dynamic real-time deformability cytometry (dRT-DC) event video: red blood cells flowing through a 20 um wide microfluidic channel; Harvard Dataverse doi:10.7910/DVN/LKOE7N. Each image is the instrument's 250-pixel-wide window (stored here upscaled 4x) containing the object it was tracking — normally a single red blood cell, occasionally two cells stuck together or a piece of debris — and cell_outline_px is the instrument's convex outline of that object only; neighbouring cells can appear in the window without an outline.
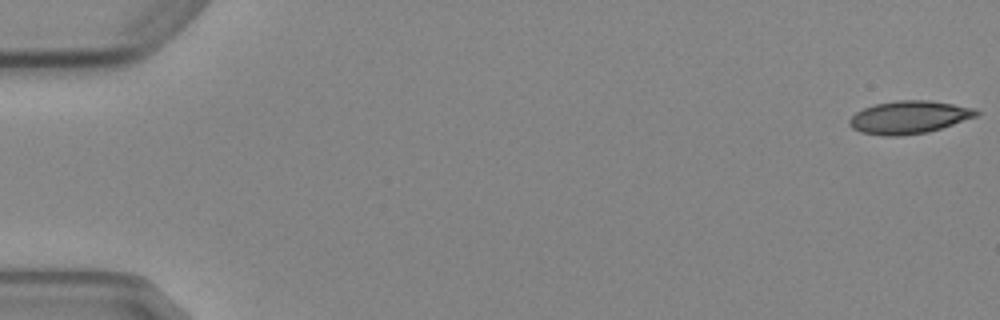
{"species": "Egyptian fruit bat (a non-hibernating species)", "species_latin": "Rousettus aegyptiacus", "temperature_condition": "cold", "stored_images_in_passage": 9, "camera_frame_rate_fps": 3000, "um_per_image_px": 0.085, "animal": {"sex": "female"}, "frame": {"image": 1, "passage_image": 1, "time_ms": 0.0, "image_size_px": [1000, 320], "cell_outline_px": [[980, 112], [976, 116], [928, 132], [896, 136], [888, 136], [860, 132], [852, 128], [848, 124], [848, 120], [856, 112], [864, 108], [876, 104], [896, 100], [928, 100], [952, 104], [972, 108]], "centroid_in_image_um": [77.22, 9.96], "position_along_channel_um": 7.8, "area_um2": 23.93}}
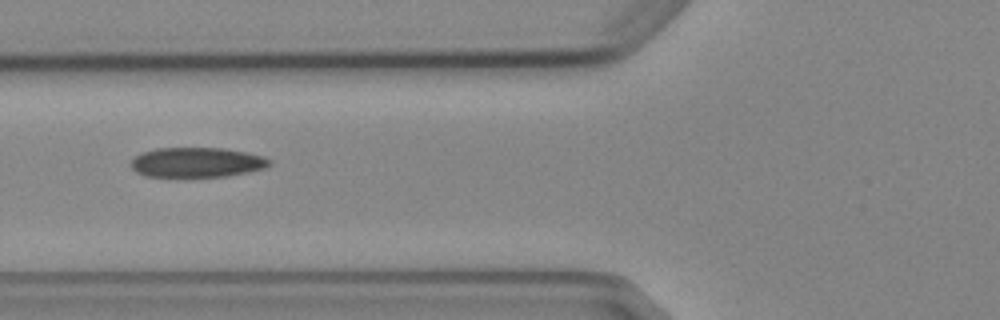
{"frame": {"image": 2, "passage_image": 6, "time_ms": 6.667, "image_size_px": [1000, 320], "cell_outline_px": [[272, 164], [264, 168], [248, 172], [224, 176], [144, 176], [136, 172], [132, 168], [132, 160], [140, 152], [156, 148], [220, 148], [244, 152], [264, 156], [272, 160]], "centroid_in_image_um": [16.73, 13.79], "position_along_channel_um": 109.1, "area_um2": 23.93}}
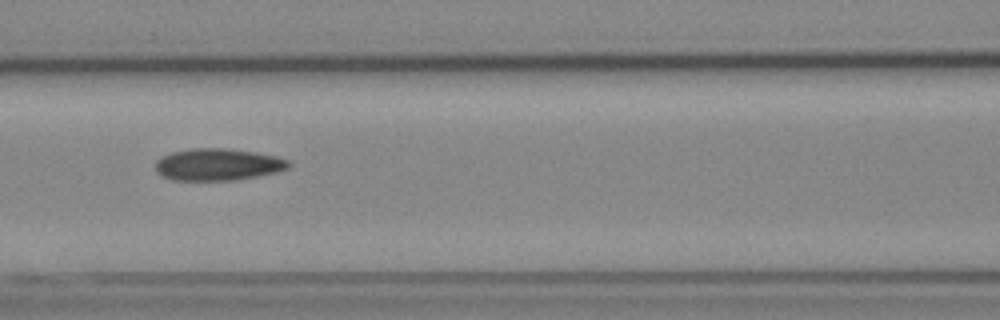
{"frame": {"image": 3, "passage_image": 7, "time_ms": 7.667, "image_size_px": [1000, 320], "cell_outline_px": [[292, 164], [288, 168], [276, 172], [236, 180], [172, 180], [156, 172], [156, 160], [160, 156], [172, 152], [192, 148], [224, 148], [256, 152], [276, 156], [288, 160]], "centroid_in_image_um": [18.51, 13.98], "position_along_channel_um": 148.1, "area_um2": 24.85}}